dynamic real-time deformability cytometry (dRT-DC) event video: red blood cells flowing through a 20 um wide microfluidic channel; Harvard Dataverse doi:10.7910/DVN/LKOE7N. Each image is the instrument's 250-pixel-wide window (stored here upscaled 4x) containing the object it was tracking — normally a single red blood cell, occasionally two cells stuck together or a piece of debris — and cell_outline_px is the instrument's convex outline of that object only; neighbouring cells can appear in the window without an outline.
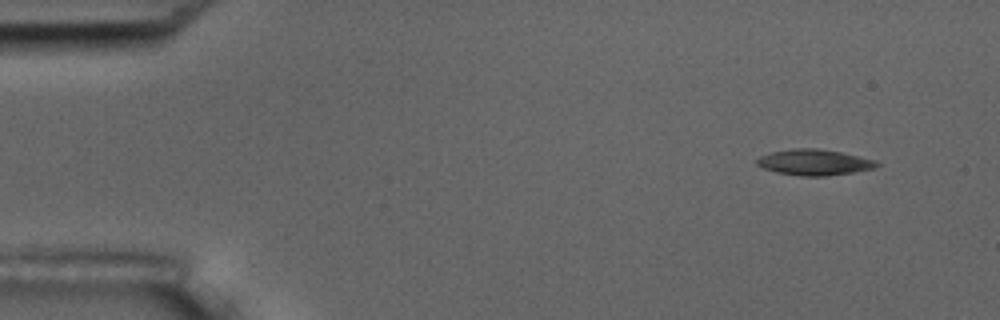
{"species": "common noctule bat (a hibernating species)", "species_latin": "Nyctalus noctula", "temperature_condition": "room temperature", "stored_images_in_passage": 5, "camera_frame_rate_fps": 3000, "um_per_image_px": 0.085, "animal": {"sex": "male", "body_mass_g": 17.5, "forearm_length_mm": 52.3}, "frame": {"image": 1, "passage_image": 1, "time_ms": 0.0, "image_size_px": [1000, 320], "cell_outline_px": [[880, 164], [872, 168], [852, 172], [824, 176], [800, 176], [776, 172], [764, 168], [756, 164], [756, 160], [760, 156], [772, 152], [792, 148], [816, 148], [840, 152], [876, 160]], "centroid_in_image_um": [69.18, 13.79], "position_along_channel_um": 15.8, "area_um2": 17.86}}